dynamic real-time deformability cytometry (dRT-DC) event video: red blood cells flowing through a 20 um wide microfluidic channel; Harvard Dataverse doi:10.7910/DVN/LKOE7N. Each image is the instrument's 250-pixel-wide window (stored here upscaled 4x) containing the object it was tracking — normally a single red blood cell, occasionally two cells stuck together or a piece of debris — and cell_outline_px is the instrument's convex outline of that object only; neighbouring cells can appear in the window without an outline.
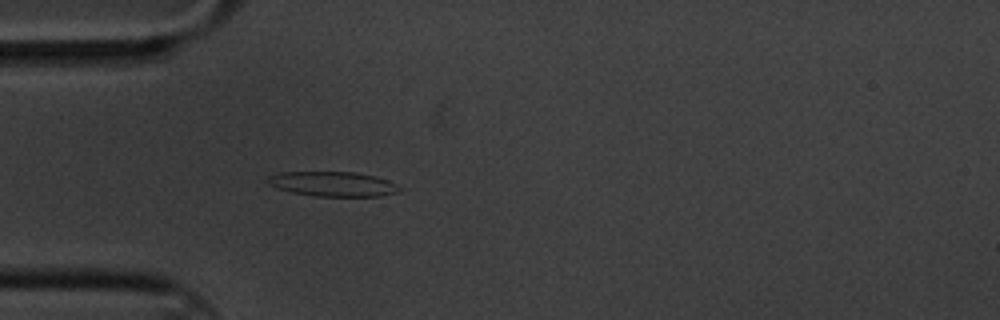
{"species": "common noctule bat (a hibernating species)", "species_latin": "Nyctalus noctula", "temperature_condition": "cold", "stored_images_in_passage": 4, "camera_frame_rate_fps": 3000, "um_per_image_px": 0.085, "animal": {"sex": "male", "body_mass_g": 20.1, "forearm_length_mm": 53.5}, "frame": {"image": 1, "passage_image": 4, "time_ms": 1.0, "image_size_px": [1000, 320], "cell_outline_px": [[400, 188], [396, 192], [380, 196], [316, 196], [292, 192], [276, 188], [268, 184], [268, 176], [280, 172], [356, 172], [376, 176], [388, 180], [396, 184]], "centroid_in_image_um": [28.28, 15.63], "position_along_channel_um": 56.7, "area_um2": 18.9}}